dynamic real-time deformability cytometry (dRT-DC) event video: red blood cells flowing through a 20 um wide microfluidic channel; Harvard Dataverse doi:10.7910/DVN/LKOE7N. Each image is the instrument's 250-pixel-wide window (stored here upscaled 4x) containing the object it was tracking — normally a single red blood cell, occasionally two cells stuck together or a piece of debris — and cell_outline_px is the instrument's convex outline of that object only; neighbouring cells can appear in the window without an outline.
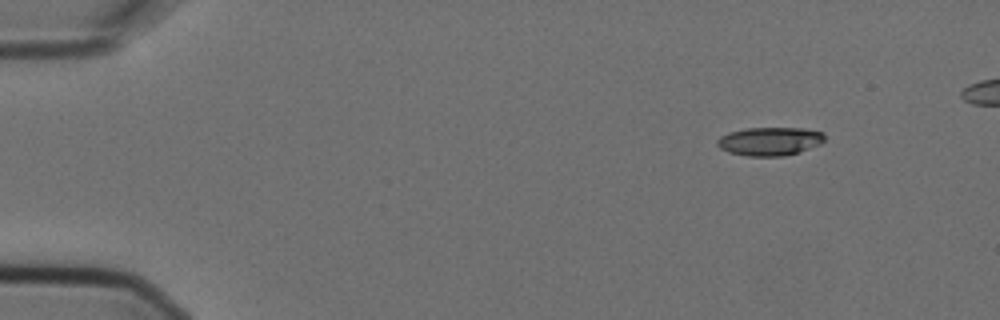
{"species": "Egyptian fruit bat (a non-hibernating species)", "species_latin": "Rousettus aegyptiacus", "temperature_condition": "cold", "stored_images_in_passage": 4, "camera_frame_rate_fps": 3000, "um_per_image_px": 0.085, "animal": {"sex": "female"}, "frame": {"image": 1, "passage_image": 1, "time_ms": 0.0, "image_size_px": [1000, 320], "cell_outline_px": [[824, 140], [820, 144], [800, 152], [784, 156], [748, 156], [728, 152], [720, 148], [716, 144], [716, 140], [720, 136], [728, 132], [744, 128], [804, 128], [824, 132]], "centroid_in_image_um": [65.41, 12.0], "position_along_channel_um": 19.6, "area_um2": 17.98}}